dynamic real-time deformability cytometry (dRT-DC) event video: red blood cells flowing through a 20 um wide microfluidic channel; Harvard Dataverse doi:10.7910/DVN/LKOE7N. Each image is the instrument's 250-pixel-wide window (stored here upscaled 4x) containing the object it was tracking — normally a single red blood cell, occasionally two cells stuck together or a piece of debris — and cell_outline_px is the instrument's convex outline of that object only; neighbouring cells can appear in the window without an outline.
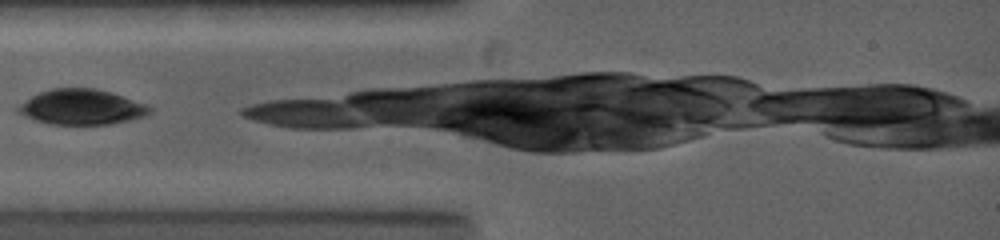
{"species": "common noctule bat (a hibernating species)", "species_latin": "Nyctalus noctula", "temperature_condition": "warm", "stored_images_in_passage": 3, "camera_frame_rate_fps": 5000, "um_per_image_px": 0.085, "animal": {"sex": "female", "body_mass_g": 19.0, "forearm_length_mm": 53.3}, "frame": {"image": 1, "passage_image": 1, "time_ms": 0.0, "image_size_px": [1000, 240], "cell_outline_px": [[152, 112], [144, 116], [128, 120], [108, 124], [52, 124], [36, 120], [24, 116], [16, 112], [16, 108], [20, 104], [32, 96], [40, 92], [52, 88], [96, 88], [112, 92], [144, 104], [152, 108]], "centroid_in_image_um": [6.91, 9.09], "position_along_channel_um": 78.1, "area_um2": 26.82}}